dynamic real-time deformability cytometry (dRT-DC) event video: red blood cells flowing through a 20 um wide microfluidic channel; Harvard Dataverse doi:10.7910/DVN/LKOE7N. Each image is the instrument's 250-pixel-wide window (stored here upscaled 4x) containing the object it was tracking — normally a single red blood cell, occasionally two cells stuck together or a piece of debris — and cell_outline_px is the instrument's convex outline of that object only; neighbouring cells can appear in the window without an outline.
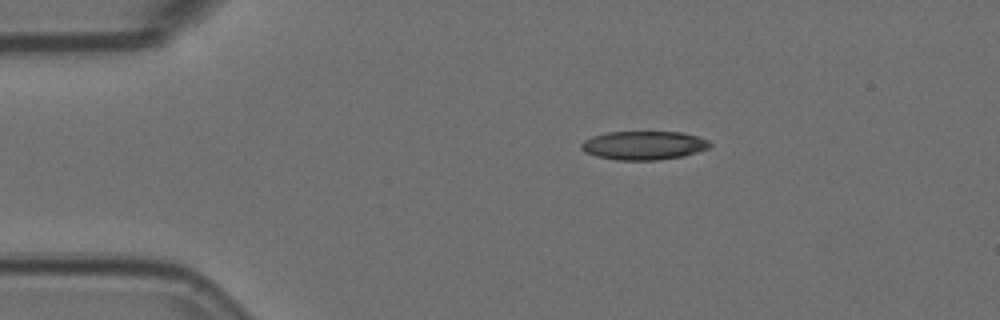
{"species": "Egyptian fruit bat (a non-hibernating species)", "species_latin": "Rousettus aegyptiacus", "temperature_condition": "room temperature", "stored_images_in_passage": 3, "camera_frame_rate_fps": 3000, "um_per_image_px": 0.085, "animal": {"sex": "female"}, "frame": {"image": 1, "passage_image": 1, "time_ms": 0.0, "image_size_px": [1000, 320], "cell_outline_px": [[712, 144], [708, 148], [684, 156], [656, 160], [616, 160], [596, 156], [584, 152], [580, 148], [580, 144], [584, 140], [592, 136], [608, 132], [680, 132], [696, 136], [708, 140]], "centroid_in_image_um": [54.68, 12.36], "position_along_channel_um": 30.3, "area_um2": 21.5}}